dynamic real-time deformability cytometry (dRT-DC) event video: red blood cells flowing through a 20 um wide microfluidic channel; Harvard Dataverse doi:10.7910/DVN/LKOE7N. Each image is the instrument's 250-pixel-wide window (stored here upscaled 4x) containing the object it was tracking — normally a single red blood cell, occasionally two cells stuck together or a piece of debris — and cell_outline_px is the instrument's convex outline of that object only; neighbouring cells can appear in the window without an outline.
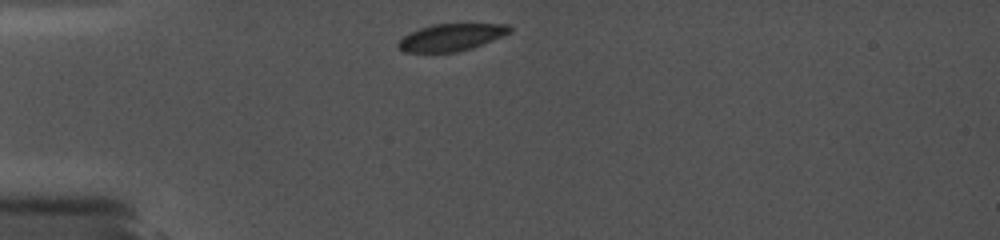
{"species": "common noctule bat (a hibernating species)", "species_latin": "Nyctalus noctula", "temperature_condition": "cold", "stored_images_in_passage": 23, "camera_frame_rate_fps": 5000, "um_per_image_px": 0.085, "animal": {"sex": "female", "body_mass_g": 19.0, "forearm_length_mm": 56.7}, "frame": {"image": 1, "passage_image": 1, "time_ms": 0.0, "image_size_px": [1000, 240], "cell_outline_px": [[512, 32], [472, 48], [456, 52], [404, 52], [396, 48], [396, 44], [404, 36], [420, 28], [432, 24], [512, 24]], "centroid_in_image_um": [38.36, 3.17], "position_along_channel_um": 46.6, "area_um2": 17.63}}
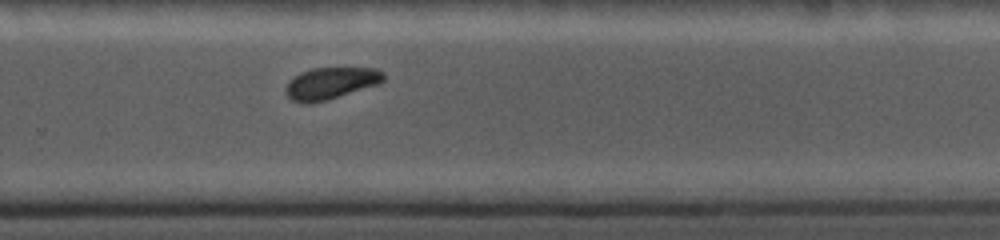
{"frame": {"image": 2, "passage_image": 14, "time_ms": 7.4, "image_size_px": [1000, 240], "cell_outline_px": [[384, 80], [380, 84], [328, 100], [312, 104], [300, 104], [292, 100], [284, 92], [284, 88], [288, 80], [292, 76], [300, 72], [312, 68], [376, 68], [384, 72]], "centroid_in_image_um": [28.07, 7.09], "position_along_channel_um": 301.7, "area_um2": 18.67}}
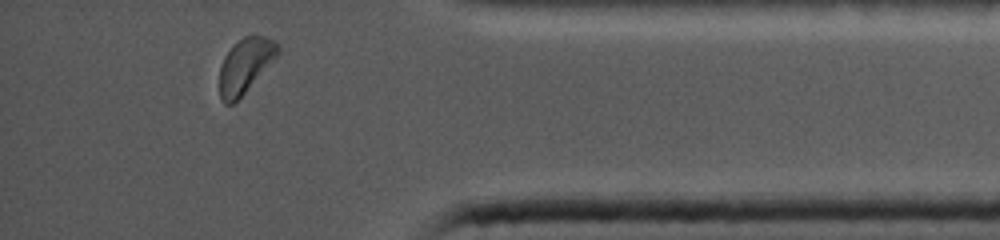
{"frame": {"image": 3, "passage_image": 22, "time_ms": 10.6, "image_size_px": [1000, 240], "cell_outline_px": [[280, 52], [244, 92], [232, 104], [224, 104], [220, 100], [220, 64], [224, 56], [244, 36], [252, 32], [264, 36], [280, 44]], "centroid_in_image_um": [20.84, 5.53], "position_along_channel_um": 414.4, "area_um2": 18.26}}